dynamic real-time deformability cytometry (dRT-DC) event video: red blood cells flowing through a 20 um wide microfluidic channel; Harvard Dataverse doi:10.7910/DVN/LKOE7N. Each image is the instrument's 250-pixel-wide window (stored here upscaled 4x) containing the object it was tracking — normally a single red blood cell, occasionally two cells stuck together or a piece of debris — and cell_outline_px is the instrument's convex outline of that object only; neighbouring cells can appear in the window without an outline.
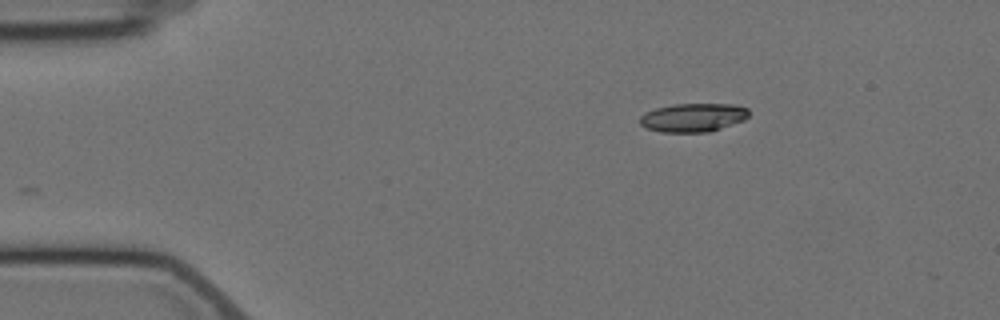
{"species": "Egyptian fruit bat (a non-hibernating species)", "species_latin": "Rousettus aegyptiacus", "temperature_condition": "cold", "stored_images_in_passage": 2, "camera_frame_rate_fps": 3000, "um_per_image_px": 0.085, "animal": {"sex": "female"}, "frame": {"image": 1, "passage_image": 2, "time_ms": 1.333, "image_size_px": [1000, 320], "cell_outline_px": [[748, 116], [744, 120], [708, 132], [664, 132], [644, 128], [640, 124], [640, 116], [644, 112], [656, 108], [672, 104], [736, 104], [748, 108]], "centroid_in_image_um": [58.89, 9.98], "position_along_channel_um": 26.1, "area_um2": 18.21}}